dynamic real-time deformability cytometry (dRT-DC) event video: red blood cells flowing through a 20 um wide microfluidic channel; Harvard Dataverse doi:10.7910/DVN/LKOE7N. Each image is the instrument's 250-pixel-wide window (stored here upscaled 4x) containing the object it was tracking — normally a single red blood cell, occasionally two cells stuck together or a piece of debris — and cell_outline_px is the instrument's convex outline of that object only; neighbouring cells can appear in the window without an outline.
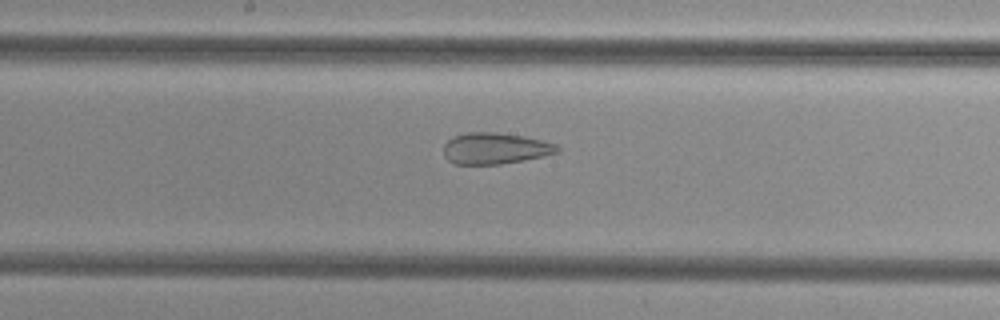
{"species": "common noctule bat (a hibernating species)", "species_latin": "Nyctalus noctula", "temperature_condition": "cold", "stored_images_in_passage": 37, "camera_frame_rate_fps": 3000, "um_per_image_px": 0.085, "animal": {"sex": "female", "body_mass_g": 29.2, "forearm_length_mm": 56.3}, "frame": {"image": 1, "passage_image": 13, "time_ms": 4.0, "image_size_px": [1000, 320], "cell_outline_px": [[560, 152], [544, 156], [524, 160], [500, 164], [456, 164], [448, 160], [444, 156], [444, 144], [448, 140], [456, 136], [468, 132], [496, 132], [524, 136], [556, 144], [560, 148]], "centroid_in_image_um": [42.1, 12.61], "position_along_channel_um": 206.1, "area_um2": 20.69}}
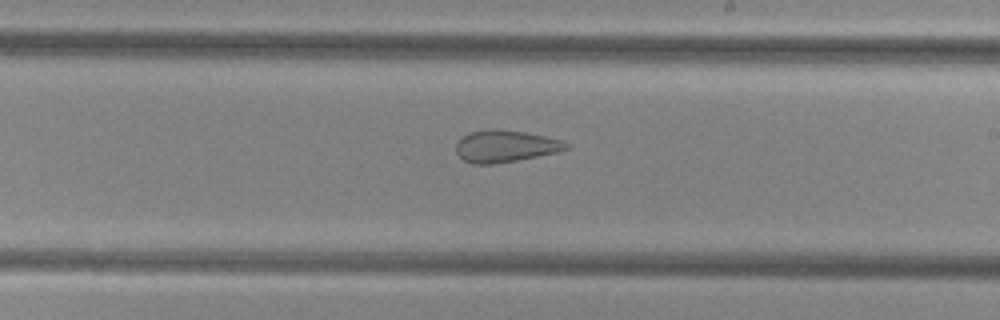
{"frame": {"image": 2, "passage_image": 16, "time_ms": 5.0, "image_size_px": [1000, 320], "cell_outline_px": [[568, 148], [556, 152], [496, 164], [472, 164], [464, 160], [456, 152], [456, 140], [460, 136], [472, 132], [488, 128], [496, 128], [524, 132], [544, 136], [560, 140], [568, 144]], "centroid_in_image_um": [42.87, 12.41], "position_along_channel_um": 246.1, "area_um2": 20.46}}